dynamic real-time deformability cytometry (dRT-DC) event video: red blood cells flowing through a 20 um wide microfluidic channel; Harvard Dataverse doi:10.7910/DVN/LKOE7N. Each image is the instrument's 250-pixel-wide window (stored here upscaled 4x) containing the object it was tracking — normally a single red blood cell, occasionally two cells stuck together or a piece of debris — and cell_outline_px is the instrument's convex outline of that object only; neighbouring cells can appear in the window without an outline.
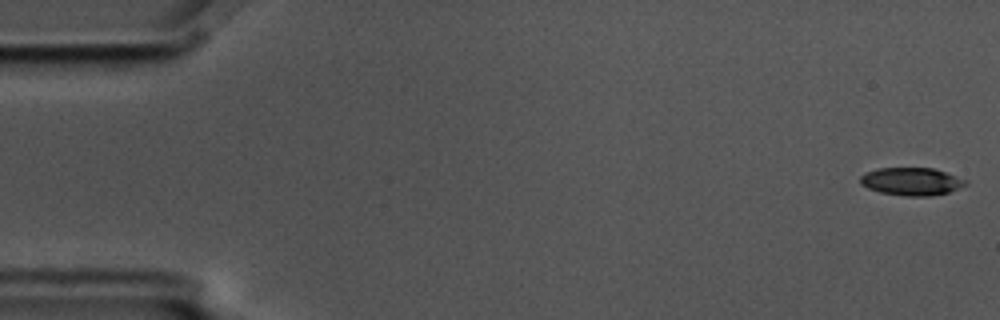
{"species": "common noctule bat (a hibernating species)", "species_latin": "Nyctalus noctula", "temperature_condition": "cold", "stored_images_in_passage": 5, "camera_frame_rate_fps": 3000, "um_per_image_px": 0.085, "animal": {"sex": "male", "body_mass_g": 17.5, "forearm_length_mm": 52.3}, "frame": {"image": 1, "passage_image": 1, "time_ms": 0.0, "image_size_px": [1000, 320], "cell_outline_px": [[968, 184], [948, 192], [932, 196], [908, 196], [880, 192], [868, 188], [860, 184], [860, 176], [864, 172], [876, 168], [932, 168], [968, 180]], "centroid_in_image_um": [77.45, 15.42], "position_along_channel_um": 7.5, "area_um2": 17.05}}
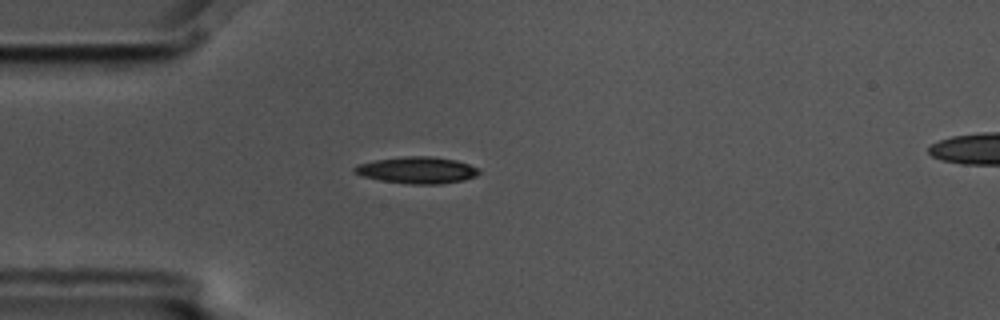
{"frame": {"image": 2, "passage_image": 5, "time_ms": 1.333, "image_size_px": [1000, 320], "cell_outline_px": [[480, 172], [476, 176], [464, 180], [440, 184], [412, 184], [380, 180], [360, 176], [352, 172], [352, 168], [356, 164], [376, 160], [404, 156], [432, 156], [456, 160], [480, 168]], "centroid_in_image_um": [35.43, 14.46], "position_along_channel_um": 49.6, "area_um2": 19.54}}